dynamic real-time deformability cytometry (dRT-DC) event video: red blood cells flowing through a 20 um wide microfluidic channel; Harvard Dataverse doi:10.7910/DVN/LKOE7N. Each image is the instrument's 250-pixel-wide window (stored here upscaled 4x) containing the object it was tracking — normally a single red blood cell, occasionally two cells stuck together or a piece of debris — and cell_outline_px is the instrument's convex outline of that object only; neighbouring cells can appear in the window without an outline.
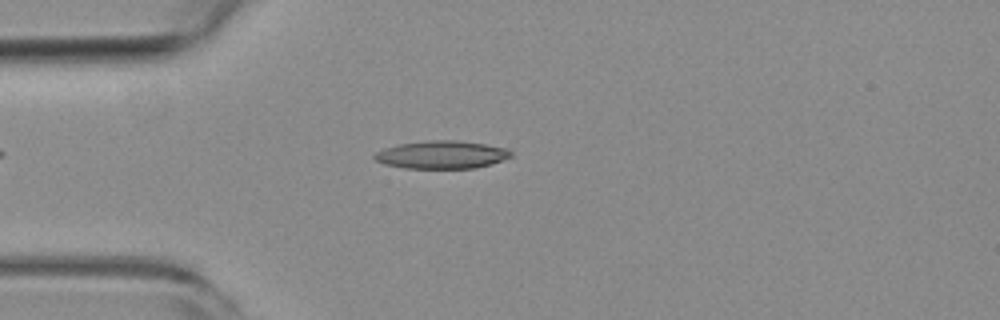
{"species": "common noctule bat (a hibernating species)", "species_latin": "Nyctalus noctula", "temperature_condition": "room temperature", "stored_images_in_passage": 6, "camera_frame_rate_fps": 3000, "um_per_image_px": 0.085, "animal": {"sex": "female", "body_mass_g": 19.3, "forearm_length_mm": 54.1}, "frame": {"image": 1, "passage_image": 4, "time_ms": 1.0, "image_size_px": [1000, 320], "cell_outline_px": [[512, 156], [492, 164], [476, 168], [404, 168], [384, 164], [376, 160], [372, 156], [376, 152], [384, 148], [400, 144], [428, 140], [460, 140], [508, 148], [512, 152]], "centroid_in_image_um": [37.56, 13.15], "position_along_channel_um": 47.4, "area_um2": 22.25}}